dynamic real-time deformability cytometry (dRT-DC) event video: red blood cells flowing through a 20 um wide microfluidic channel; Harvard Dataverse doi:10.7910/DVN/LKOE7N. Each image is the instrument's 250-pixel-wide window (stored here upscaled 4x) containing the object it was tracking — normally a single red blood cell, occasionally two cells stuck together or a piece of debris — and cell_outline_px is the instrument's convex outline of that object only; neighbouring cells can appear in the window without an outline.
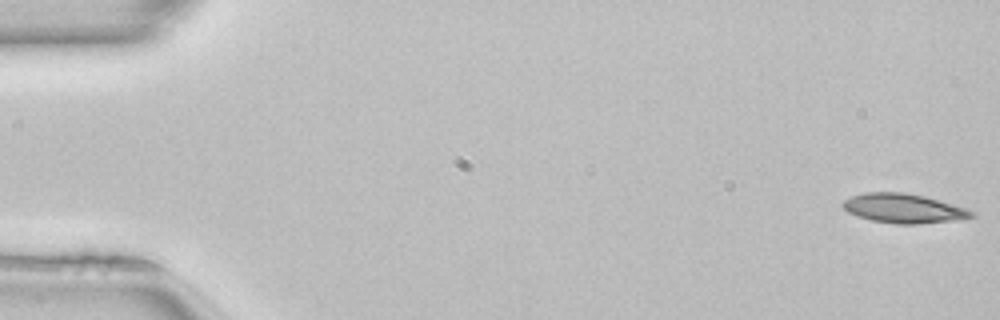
{"species": "common noctule bat (a hibernating species)", "species_latin": "Nyctalus noctula", "temperature_condition": "room temperature", "stored_images_in_passage": 50, "camera_frame_rate_fps": 3000, "um_per_image_px": 0.085, "animal": {"sex": "female", "body_mass_g": 22.7, "forearm_length_mm": 54.2}, "frame": {"image": 1, "passage_image": 1, "time_ms": 0.0, "image_size_px": [1000, 320], "cell_outline_px": [[976, 216], [948, 220], [916, 224], [896, 224], [872, 220], [856, 216], [848, 212], [840, 204], [844, 200], [852, 196], [864, 192], [904, 192], [924, 196], [968, 208]], "centroid_in_image_um": [76.75, 17.7], "position_along_channel_um": 8.3, "area_um2": 21.79}}
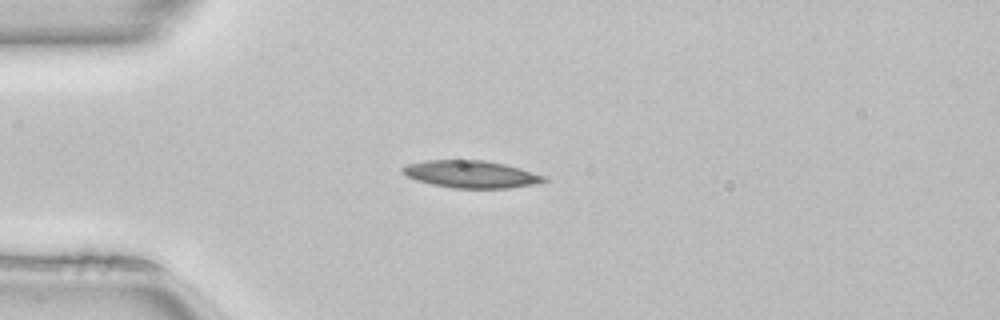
{"frame": {"image": 2, "passage_image": 13, "time_ms": 4.0, "image_size_px": [1000, 320], "cell_outline_px": [[548, 180], [536, 184], [508, 188], [452, 188], [432, 184], [416, 180], [400, 172], [400, 168], [408, 164], [424, 160], [484, 160], [504, 164], [520, 168], [548, 176]], "centroid_in_image_um": [40.05, 14.81], "position_along_channel_um": 44.9, "area_um2": 22.66}}
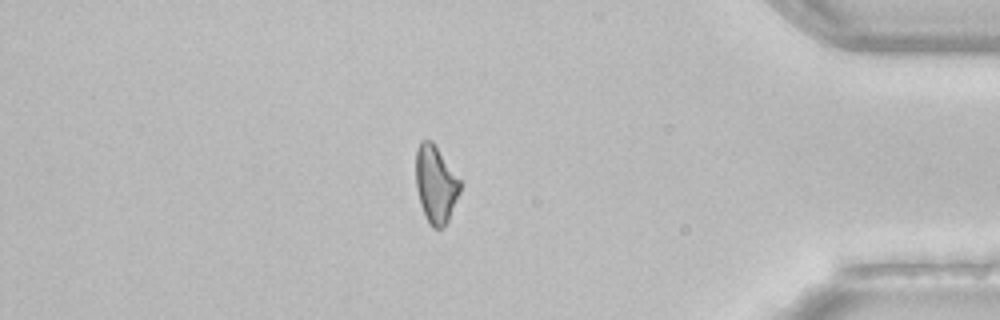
{"frame": {"image": 3, "passage_image": 43, "time_ms": 14.0, "image_size_px": [1000, 320], "cell_outline_px": [[460, 192], [448, 220], [440, 228], [432, 228], [420, 204], [416, 188], [416, 148], [420, 140], [432, 140], [460, 180]], "centroid_in_image_um": [37.01, 15.62], "position_along_channel_um": 398.2, "area_um2": 19.71}}